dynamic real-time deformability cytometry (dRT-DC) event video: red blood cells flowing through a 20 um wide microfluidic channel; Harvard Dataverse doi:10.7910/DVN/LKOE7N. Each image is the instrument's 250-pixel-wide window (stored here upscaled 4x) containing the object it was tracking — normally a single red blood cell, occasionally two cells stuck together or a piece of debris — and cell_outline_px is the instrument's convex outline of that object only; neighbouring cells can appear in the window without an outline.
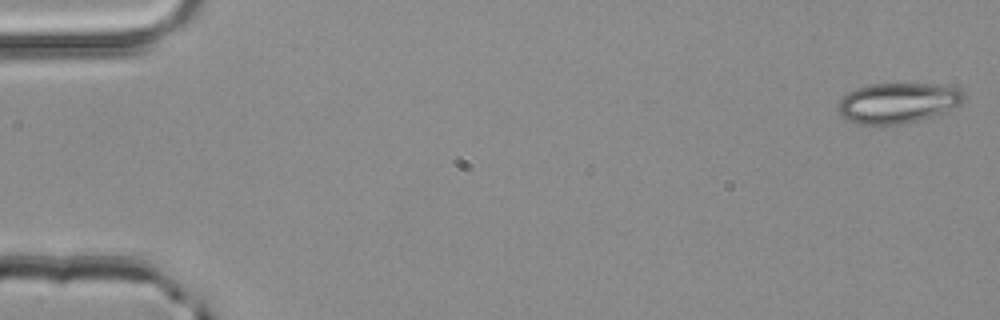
{"species": "common noctule bat (a hibernating species)", "species_latin": "Nyctalus noctula", "temperature_condition": "room temperature", "stored_images_in_passage": 52, "segment_of_instrument_passage": [1, 2], "camera_frame_rate_fps": 3000, "um_per_image_px": 0.085, "animal": {"sex": "male", "body_mass_g": 20.4}, "frame": {"image": 1, "passage_image": 1, "time_ms": 0.0, "image_size_px": [1000, 320], "cell_outline_px": [[964, 100], [960, 104], [944, 112], [916, 120], [900, 124], [856, 124], [848, 120], [836, 108], [840, 100], [848, 92], [856, 88], [872, 84], [936, 84], [960, 88], [964, 92]], "centroid_in_image_um": [76.32, 8.73], "position_along_channel_um": 8.7, "area_um2": 29.3}}
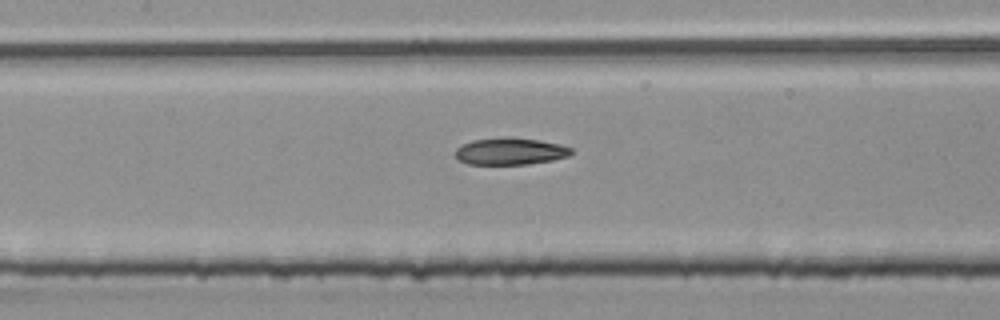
{"frame": {"image": 2, "passage_image": 24, "time_ms": 7.667, "image_size_px": [1000, 320], "cell_outline_px": [[572, 152], [568, 156], [552, 160], [528, 164], [468, 164], [460, 160], [456, 156], [456, 148], [472, 140], [504, 136], [512, 136], [540, 140], [560, 144], [572, 148]], "centroid_in_image_um": [43.38, 12.84], "position_along_channel_um": 164.0, "area_um2": 18.32}}
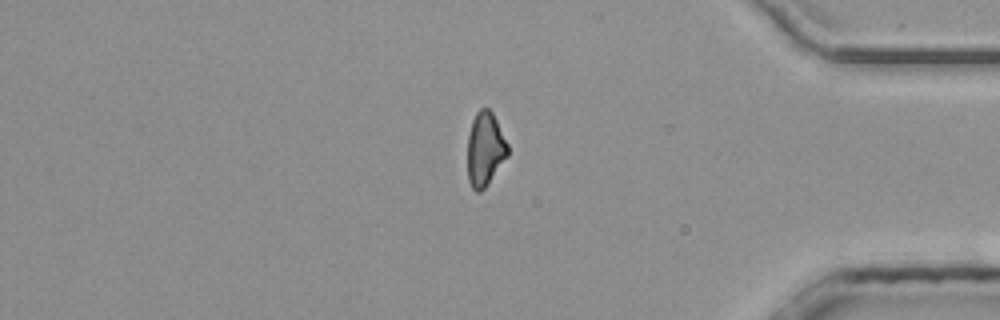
{"frame": {"image": 3, "passage_image": 43, "time_ms": 14.0, "image_size_px": [1000, 320], "cell_outline_px": [[508, 156], [488, 184], [480, 192], [476, 192], [472, 188], [468, 180], [468, 136], [472, 120], [476, 112], [480, 108], [488, 108], [492, 112], [508, 144]], "centroid_in_image_um": [41.23, 12.68], "position_along_channel_um": 394.0, "area_um2": 17.34}}